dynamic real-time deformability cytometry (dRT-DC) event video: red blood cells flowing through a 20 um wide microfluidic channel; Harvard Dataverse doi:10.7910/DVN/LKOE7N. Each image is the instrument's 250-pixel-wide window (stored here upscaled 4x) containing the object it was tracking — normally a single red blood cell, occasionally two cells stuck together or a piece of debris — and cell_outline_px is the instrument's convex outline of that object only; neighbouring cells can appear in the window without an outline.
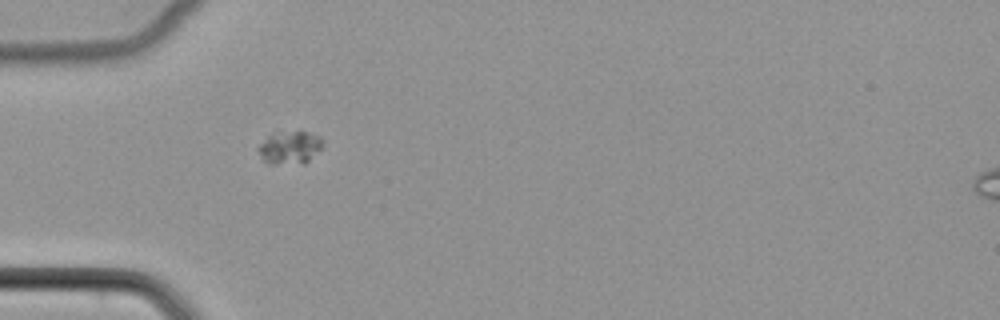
{"species": "common noctule bat (a hibernating species)", "species_latin": "Nyctalus noctula", "temperature_condition": "cold", "stored_images_in_passage": 37, "camera_frame_rate_fps": 3000, "um_per_image_px": 0.085, "animal": {"sex": "female", "body_mass_g": 22.7, "forearm_length_mm": 54.2}, "frame": {"image": 1, "passage_image": 1, "time_ms": 0.0, "image_size_px": [1000, 320], "cell_outline_px": [[324, 144], [304, 164], [268, 164], [260, 156], [256, 148], [268, 136], [300, 128], [320, 136], [324, 140]], "centroid_in_image_um": [24.65, 12.51], "position_along_channel_um": 60.3, "area_um2": 12.66}}
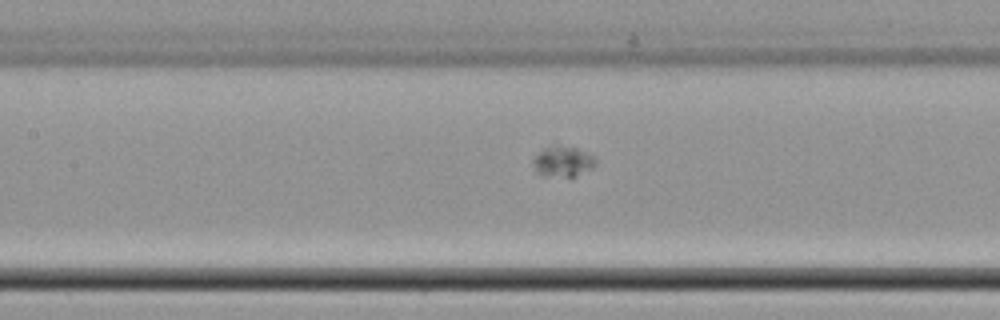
{"frame": {"image": 2, "passage_image": 9, "time_ms": 2.667, "image_size_px": [1000, 320], "cell_outline_px": [[596, 164], [592, 168], [576, 176], [544, 176], [536, 172], [532, 164], [532, 160], [544, 148], [556, 144], [576, 148], [588, 152], [596, 156]], "centroid_in_image_um": [47.86, 13.71], "position_along_channel_um": 159.5, "area_um2": 11.27}}
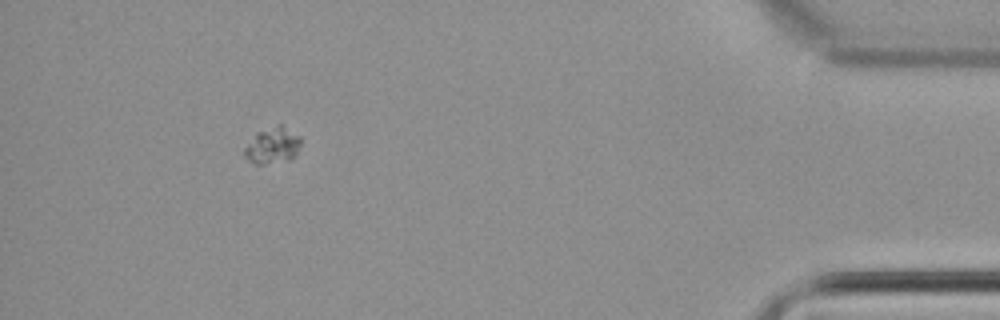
{"frame": {"image": 3, "passage_image": 33, "time_ms": 10.667, "image_size_px": [1000, 320], "cell_outline_px": [[300, 144], [296, 156], [288, 160], [264, 164], [256, 164], [248, 160], [244, 156], [244, 148], [256, 132], [280, 124], [300, 136]], "centroid_in_image_um": [23.16, 12.38], "position_along_channel_um": 412.0, "area_um2": 11.85}}